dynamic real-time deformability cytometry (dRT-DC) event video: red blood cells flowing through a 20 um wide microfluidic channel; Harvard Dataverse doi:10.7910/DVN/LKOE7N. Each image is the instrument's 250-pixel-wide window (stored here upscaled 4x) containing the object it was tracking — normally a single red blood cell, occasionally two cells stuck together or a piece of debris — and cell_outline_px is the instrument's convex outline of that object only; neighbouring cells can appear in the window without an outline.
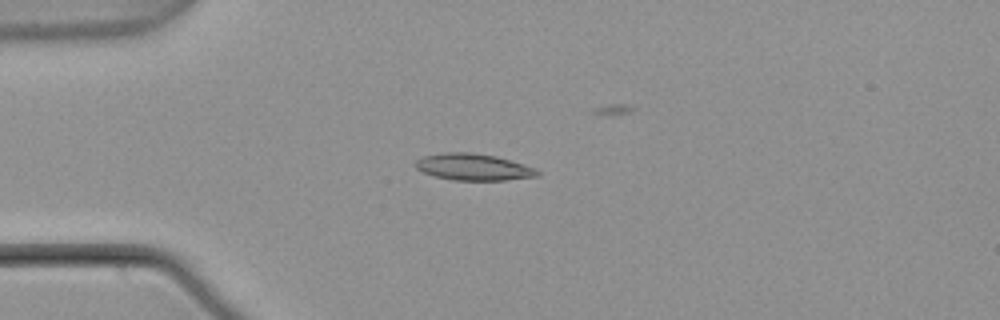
{"species": "common noctule bat (a hibernating species)", "species_latin": "Nyctalus noctula", "temperature_condition": "warm", "stored_images_in_passage": 7, "camera_frame_rate_fps": 3000, "um_per_image_px": 0.085, "animal": {"sex": "male", "body_mass_g": 21.5, "forearm_length_mm": 52.0}, "frame": {"image": 1, "passage_image": 4, "time_ms": 1.0, "image_size_px": [1000, 320], "cell_outline_px": [[540, 176], [504, 180], [452, 180], [436, 176], [424, 172], [416, 168], [416, 160], [424, 156], [444, 152], [472, 152], [496, 156], [536, 168], [540, 172]], "centroid_in_image_um": [40.27, 14.19], "position_along_channel_um": 44.7, "area_um2": 18.84}}
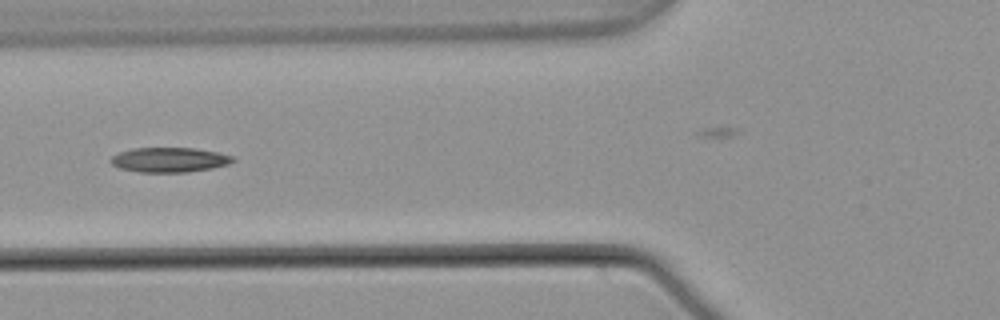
{"frame": {"image": 2, "passage_image": 6, "time_ms": 1.667, "image_size_px": [1000, 320], "cell_outline_px": [[236, 160], [228, 164], [212, 168], [188, 172], [140, 172], [120, 168], [112, 164], [108, 160], [112, 156], [120, 152], [132, 148], [196, 148], [216, 152], [232, 156]], "centroid_in_image_um": [14.38, 13.58], "position_along_channel_um": 111.4, "area_um2": 17.57}}